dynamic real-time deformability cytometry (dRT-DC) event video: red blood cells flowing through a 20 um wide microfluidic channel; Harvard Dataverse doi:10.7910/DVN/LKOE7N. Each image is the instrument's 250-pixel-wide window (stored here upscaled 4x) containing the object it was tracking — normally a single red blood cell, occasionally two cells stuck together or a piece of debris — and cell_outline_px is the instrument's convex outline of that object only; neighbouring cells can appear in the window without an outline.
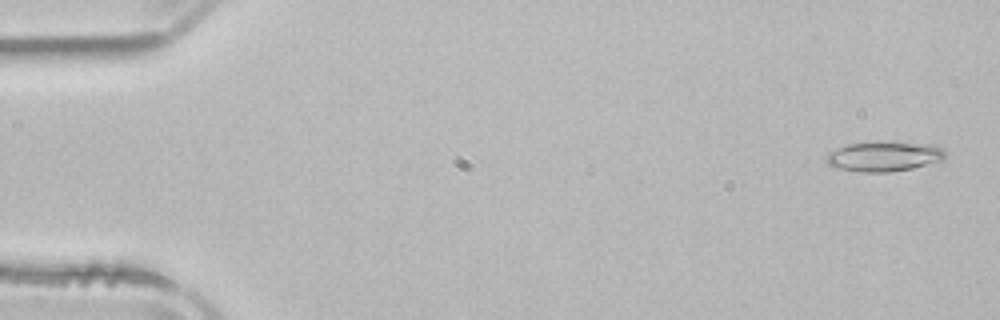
{"species": "common noctule bat (a hibernating species)", "species_latin": "Nyctalus noctula", "temperature_condition": "room temperature", "stored_images_in_passage": 52, "camera_frame_rate_fps": 3000, "um_per_image_px": 0.085, "animal": {"sex": "male", "body_mass_g": 21.5, "forearm_length_mm": 52.0}, "frame": {"image": 1, "passage_image": 2, "time_ms": 0.333, "image_size_px": [1000, 320], "cell_outline_px": [[948, 156], [944, 160], [912, 168], [888, 172], [860, 172], [836, 168], [828, 164], [824, 160], [824, 156], [828, 152], [844, 144], [872, 140], [896, 140], [936, 144], [944, 148]], "centroid_in_image_um": [75.16, 13.24], "position_along_channel_um": 9.8, "area_um2": 22.08}}
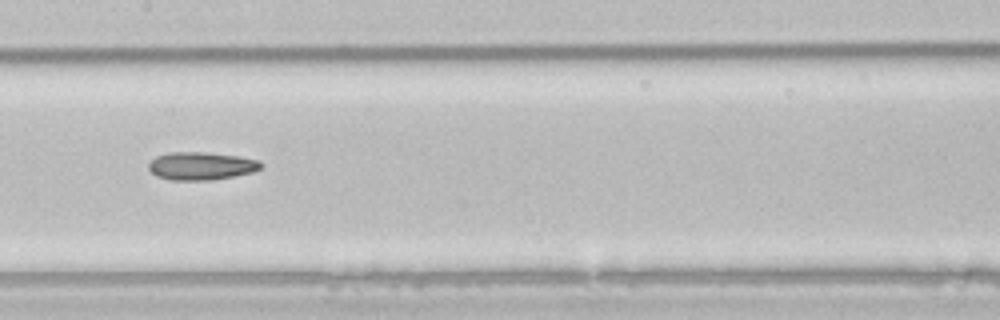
{"frame": {"image": 2, "passage_image": 26, "time_ms": 8.333, "image_size_px": [1000, 320], "cell_outline_px": [[264, 168], [252, 172], [212, 180], [172, 180], [156, 176], [148, 168], [148, 164], [156, 156], [168, 152], [208, 152], [240, 156], [260, 160], [264, 164]], "centroid_in_image_um": [17.14, 14.09], "position_along_channel_um": 190.3, "area_um2": 18.5}}
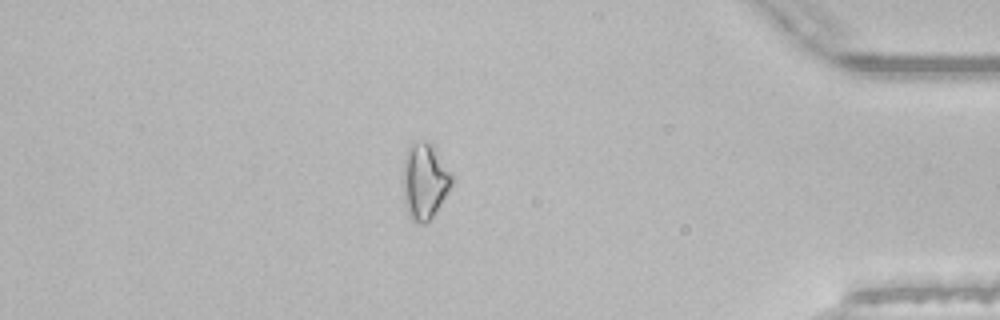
{"frame": {"image": 3, "passage_image": 45, "time_ms": 14.667, "image_size_px": [1000, 320], "cell_outline_px": [[452, 184], [448, 192], [432, 216], [424, 224], [416, 224], [408, 216], [404, 204], [404, 152], [412, 144], [432, 144], [452, 176]], "centroid_in_image_um": [36.07, 15.46], "position_along_channel_um": 399.1, "area_um2": 20.98}}